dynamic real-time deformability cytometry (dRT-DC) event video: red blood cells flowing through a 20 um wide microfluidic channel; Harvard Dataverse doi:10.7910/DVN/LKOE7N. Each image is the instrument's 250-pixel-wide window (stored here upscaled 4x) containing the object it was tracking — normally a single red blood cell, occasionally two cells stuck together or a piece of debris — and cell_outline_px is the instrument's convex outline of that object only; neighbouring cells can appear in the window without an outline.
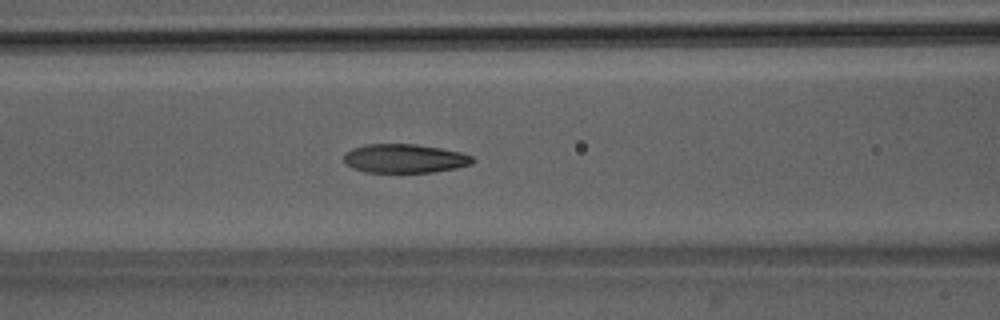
{"species": "Egyptian fruit bat (a non-hibernating species)", "species_latin": "Rousettus aegyptiacus", "temperature_condition": "room temperature", "stored_images_in_passage": 50, "camera_frame_rate_fps": 3000, "um_per_image_px": 0.085, "animal": {"sex": "male"}, "frame": {"image": 1, "passage_image": 21, "time_ms": 6.667, "image_size_px": [1000, 320], "cell_outline_px": [[476, 160], [472, 164], [456, 168], [436, 172], [364, 172], [352, 168], [344, 164], [344, 152], [352, 148], [364, 144], [416, 144], [440, 148], [460, 152], [472, 156]], "centroid_in_image_um": [34.37, 13.47], "position_along_channel_um": 132.2, "area_um2": 21.91}}
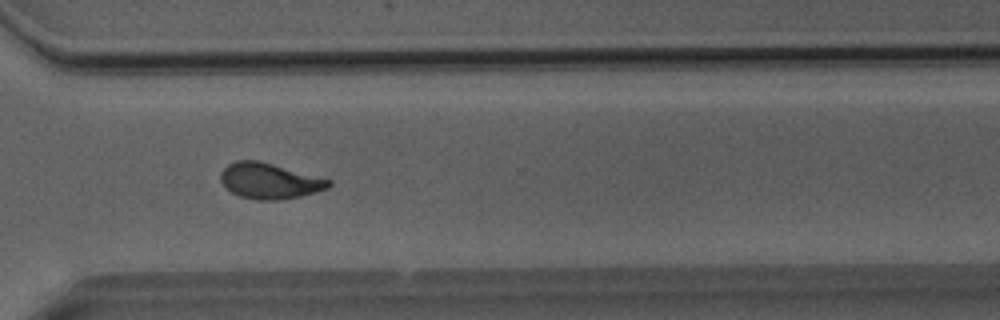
{"frame": {"image": 2, "passage_image": 37, "time_ms": 12.0, "image_size_px": [1000, 320], "cell_outline_px": [[332, 184], [328, 188], [316, 192], [300, 196], [276, 200], [256, 200], [240, 196], [232, 192], [220, 180], [220, 172], [228, 164], [236, 160], [256, 160], [272, 164], [332, 180]], "centroid_in_image_um": [22.9, 15.38], "position_along_channel_um": 347.7, "area_um2": 22.25}}
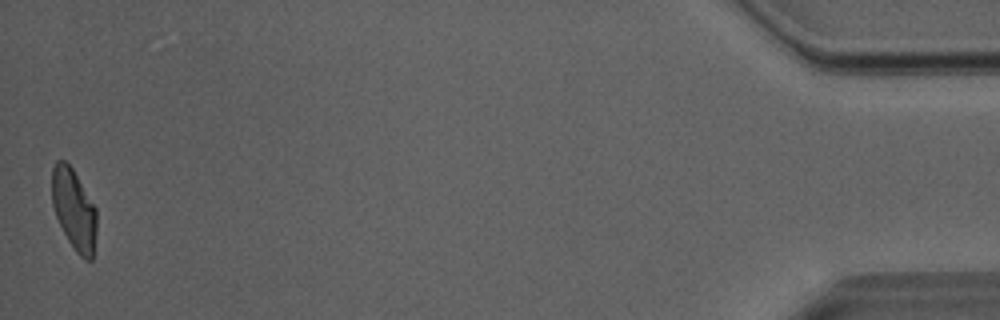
{"frame": {"image": 3, "passage_image": 50, "time_ms": 16.333, "image_size_px": [1000, 320], "cell_outline_px": [[96, 232], [92, 260], [84, 260], [76, 252], [68, 240], [56, 216], [52, 204], [52, 168], [56, 160], [64, 160], [72, 168], [96, 208]], "centroid_in_image_um": [6.28, 17.81], "position_along_channel_um": 428.9, "area_um2": 20.92}, "authors_computed_cell_mechanics": {"area_um2": 22.3975, "velocity_mm_per_s": 4.0467, "shape_relaxation_time_tau1_ms": 5.0039, "shape_relaxation_time_tau2_ms": 1.7615, "deformation_change_tau1": 0.1805, "deformation_change_tau2": 0.0922}}